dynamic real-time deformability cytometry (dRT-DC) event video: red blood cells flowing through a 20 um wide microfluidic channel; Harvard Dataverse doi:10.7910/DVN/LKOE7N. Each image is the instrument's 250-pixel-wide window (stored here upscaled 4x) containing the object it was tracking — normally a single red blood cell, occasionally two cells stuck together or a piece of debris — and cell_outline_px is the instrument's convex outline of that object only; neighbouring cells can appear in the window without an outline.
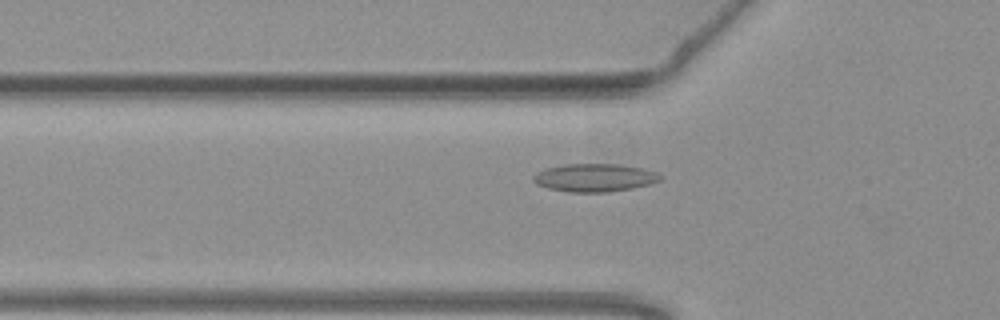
{"species": "common noctule bat (a hibernating species)", "species_latin": "Nyctalus noctula", "temperature_condition": "warm", "stored_images_in_passage": 42, "camera_frame_rate_fps": 3000, "um_per_image_px": 0.085, "animal": {"sex": "female", "body_mass_g": 19.3, "forearm_length_mm": 54.1}, "frame": {"image": 1, "passage_image": 6, "time_ms": 1.667, "image_size_px": [1000, 320], "cell_outline_px": [[664, 176], [660, 180], [648, 184], [632, 188], [608, 192], [568, 192], [548, 188], [536, 184], [532, 180], [532, 176], [536, 172], [548, 168], [564, 164], [616, 164], [640, 168], [656, 172]], "centroid_in_image_um": [50.51, 15.1], "position_along_channel_um": 75.3, "area_um2": 20.63}}
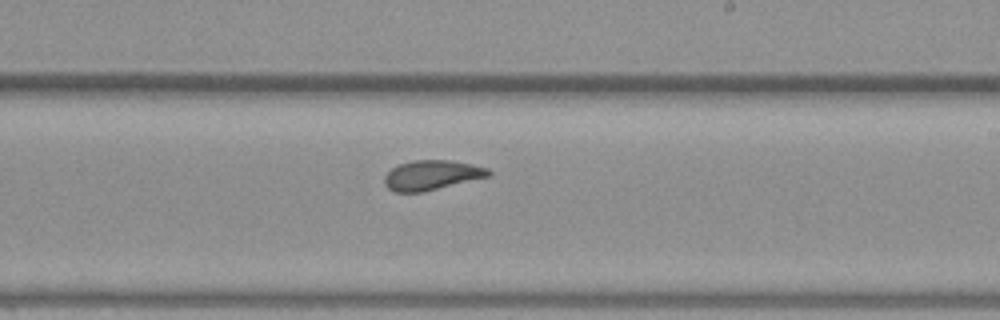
{"frame": {"image": 2, "passage_image": 20, "time_ms": 6.333, "image_size_px": [1000, 320], "cell_outline_px": [[492, 176], [424, 192], [396, 192], [388, 188], [384, 184], [384, 176], [392, 168], [400, 164], [416, 160], [448, 160], [472, 164], [488, 168], [492, 172]], "centroid_in_image_um": [36.74, 14.89], "position_along_channel_um": 252.3, "area_um2": 18.15}}
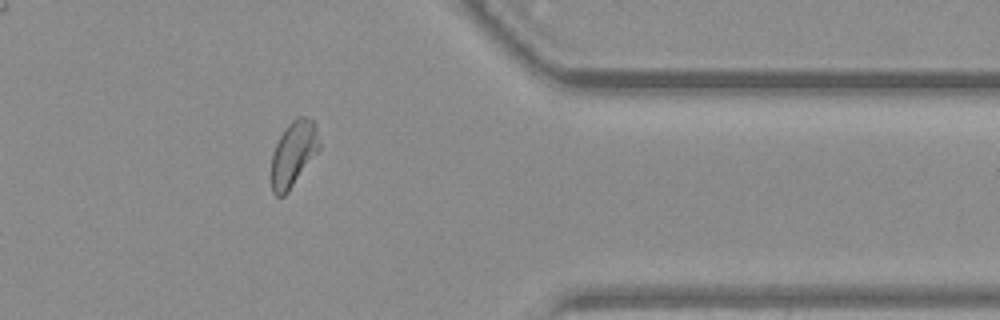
{"frame": {"image": 3, "passage_image": 32, "time_ms": 10.333, "image_size_px": [1000, 320], "cell_outline_px": [[320, 148], [288, 192], [284, 196], [276, 196], [272, 192], [272, 152], [284, 128], [292, 120], [300, 116], [308, 116], [312, 120], [316, 128], [320, 144]], "centroid_in_image_um": [24.94, 13.06], "position_along_channel_um": 386.5, "area_um2": 18.09}, "authors_computed_cell_mechanics": {"area_um2": 18.4093, "velocity_mm_per_s": 3.7886, "shape_relaxation_time_tau1_ms": 6.2057, "shape_relaxation_time_tau2_ms": 1.4543, "deformation_change_tau1": 0.1198, "deformation_change_tau2": 0.077}}